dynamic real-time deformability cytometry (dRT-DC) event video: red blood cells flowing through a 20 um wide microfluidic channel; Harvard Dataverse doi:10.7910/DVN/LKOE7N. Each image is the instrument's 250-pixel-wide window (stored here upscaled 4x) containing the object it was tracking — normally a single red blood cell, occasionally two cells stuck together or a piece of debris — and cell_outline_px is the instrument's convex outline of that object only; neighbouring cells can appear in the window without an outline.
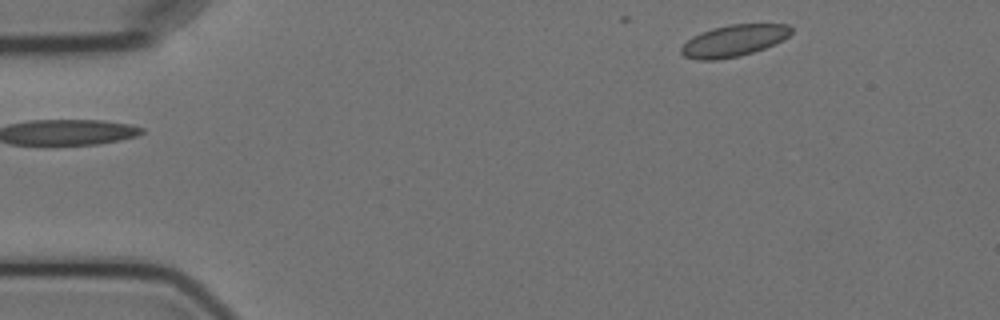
{"species": "Egyptian fruit bat (a non-hibernating species)", "species_latin": "Rousettus aegyptiacus", "temperature_condition": "cold", "stored_images_in_passage": 2, "segment_of_instrument_passage": [2, 2], "camera_frame_rate_fps": 3000, "um_per_image_px": 0.085, "animal": {"sex": "female"}, "frame": {"image": 1, "passage_image": 2, "time_ms": 1.667, "image_size_px": [1000, 320], "cell_outline_px": [[792, 32], [784, 40], [764, 48], [740, 56], [716, 60], [696, 60], [684, 56], [680, 52], [680, 48], [692, 36], [712, 28], [732, 24], [788, 24], [792, 28]], "centroid_in_image_um": [62.37, 3.46], "position_along_channel_um": 22.6, "area_um2": 20.29}}